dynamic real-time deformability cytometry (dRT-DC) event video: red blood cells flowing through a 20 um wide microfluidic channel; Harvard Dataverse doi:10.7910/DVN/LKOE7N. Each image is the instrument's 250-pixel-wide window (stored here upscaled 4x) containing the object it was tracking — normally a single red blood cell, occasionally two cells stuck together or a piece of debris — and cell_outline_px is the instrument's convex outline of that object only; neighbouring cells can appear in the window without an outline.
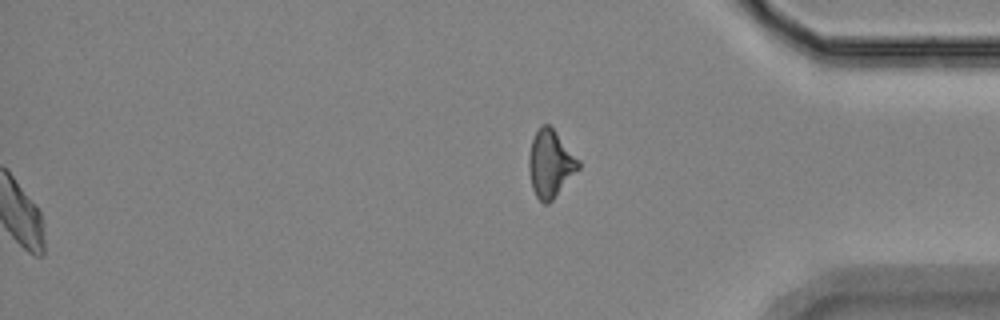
{"species": "Egyptian fruit bat (a non-hibernating species)", "species_latin": "Rousettus aegyptiacus", "temperature_condition": "room temperature", "stored_images_in_passage": 57, "segment_of_instrument_passage": [2, 2], "camera_frame_rate_fps": 3000, "um_per_image_px": 0.085, "animal": {"sex": "female"}, "frame": {"image": 1, "passage_image": 57, "time_ms": 18.667, "image_size_px": [1000, 320], "cell_outline_px": [[580, 168], [552, 200], [548, 204], [544, 204], [536, 196], [532, 188], [528, 168], [528, 156], [532, 140], [540, 124], [548, 124], [552, 128], [580, 160]], "centroid_in_image_um": [46.77, 13.92], "position_along_channel_um": 388.4, "area_um2": 19.36}}